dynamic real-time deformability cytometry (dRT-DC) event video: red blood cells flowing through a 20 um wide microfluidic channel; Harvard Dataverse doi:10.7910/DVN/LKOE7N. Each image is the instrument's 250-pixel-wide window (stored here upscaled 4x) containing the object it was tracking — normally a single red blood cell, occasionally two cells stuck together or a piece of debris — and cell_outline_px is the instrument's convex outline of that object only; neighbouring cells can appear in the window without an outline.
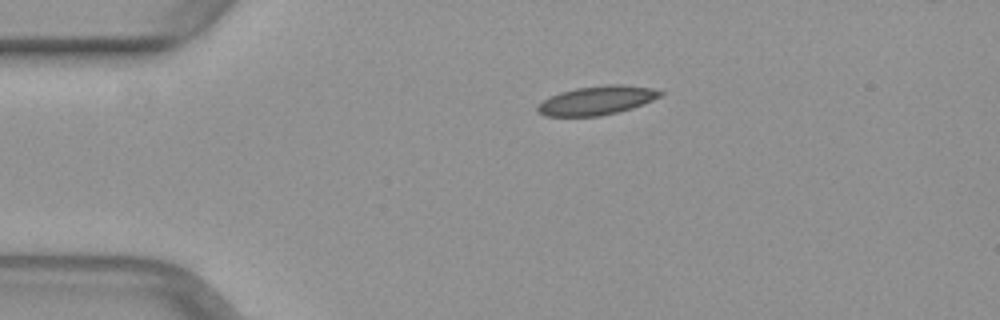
{"species": "common noctule bat (a hibernating species)", "species_latin": "Nyctalus noctula", "temperature_condition": "warm", "stored_images_in_passage": 41, "camera_frame_rate_fps": 3000, "um_per_image_px": 0.085, "animal": {"sex": "female", "body_mass_g": 29.2, "forearm_length_mm": 56.3}, "frame": {"image": 1, "passage_image": 1, "time_ms": 0.0, "image_size_px": [1000, 320], "cell_outline_px": [[664, 92], [660, 96], [644, 104], [632, 108], [600, 116], [544, 116], [536, 108], [544, 100], [560, 92], [576, 88], [604, 84], [624, 84], [652, 88]], "centroid_in_image_um": [50.76, 8.52], "position_along_channel_um": 34.2, "area_um2": 20.52}}
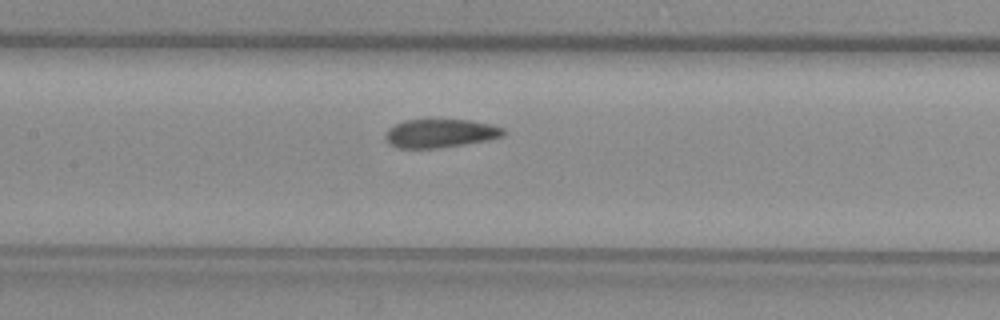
{"frame": {"image": 2, "passage_image": 14, "time_ms": 4.333, "image_size_px": [1000, 320], "cell_outline_px": [[504, 136], [488, 140], [440, 148], [400, 148], [388, 144], [384, 136], [388, 128], [404, 120], [428, 116], [432, 116], [472, 120], [492, 124], [504, 128]], "centroid_in_image_um": [37.4, 11.27], "position_along_channel_um": 170.0, "area_um2": 20.75}}
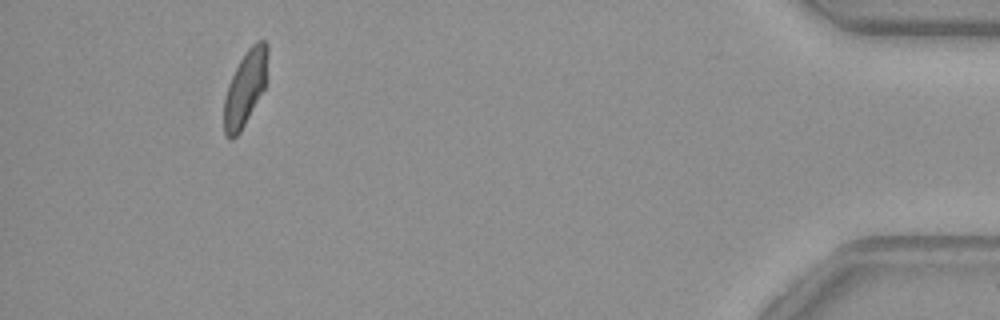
{"frame": {"image": 3, "passage_image": 37, "time_ms": 12.0, "image_size_px": [1000, 320], "cell_outline_px": [[268, 52], [264, 88], [240, 132], [232, 140], [228, 140], [224, 132], [224, 96], [228, 84], [240, 60], [248, 48], [256, 40], [264, 40], [268, 44]], "centroid_in_image_um": [20.83, 7.48], "position_along_channel_um": 414.4, "area_um2": 18.9}}